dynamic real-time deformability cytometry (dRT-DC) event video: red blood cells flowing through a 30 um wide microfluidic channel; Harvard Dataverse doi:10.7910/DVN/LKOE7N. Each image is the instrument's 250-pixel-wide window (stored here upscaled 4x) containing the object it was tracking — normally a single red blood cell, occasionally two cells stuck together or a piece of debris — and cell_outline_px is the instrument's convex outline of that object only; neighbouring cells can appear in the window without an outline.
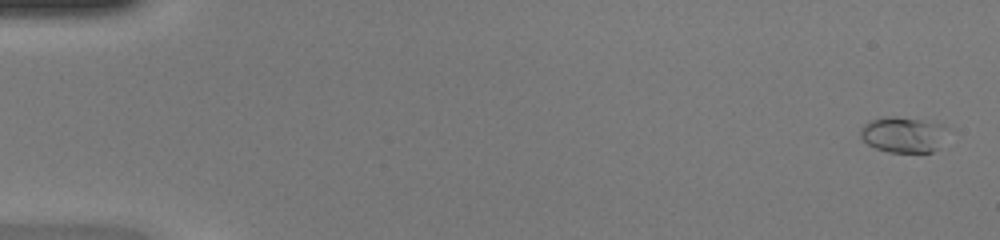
{"species": "common noctule bat (a hibernating species)", "species_latin": "Nyctalus noctula", "temperature_condition": "warm", "stored_images_in_passage": 50, "camera_frame_rate_fps": 3000, "um_per_image_px": 0.085, "animal": {"sex": "female", "body_mass_g": 20.0, "forearm_length_mm": 54.0}, "frame": {"image": 1, "passage_image": 2, "time_ms": 0.333, "image_size_px": [1000, 240], "cell_outline_px": [[948, 128], [936, 148], [932, 152], [888, 152], [876, 148], [868, 144], [860, 136], [860, 128], [868, 120], [884, 116], [896, 116], [944, 124]], "centroid_in_image_um": [76.72, 11.42], "position_along_channel_um": 8.3, "area_um2": 18.03}}
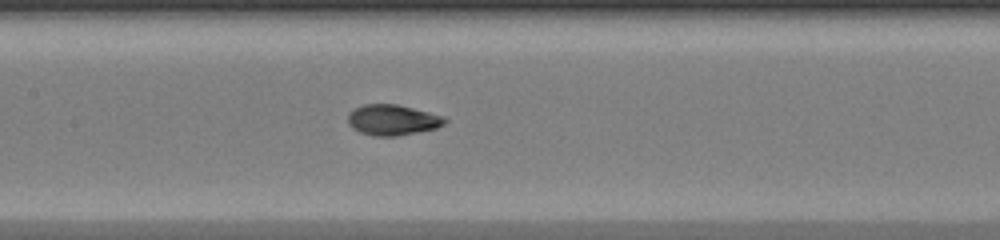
{"frame": {"image": 2, "passage_image": 25, "time_ms": 8.0, "image_size_px": [1000, 240], "cell_outline_px": [[448, 120], [444, 124], [436, 128], [396, 136], [372, 136], [360, 132], [352, 128], [348, 124], [348, 112], [364, 104], [396, 104], [444, 116]], "centroid_in_image_um": [33.34, 10.2], "position_along_channel_um": 174.1, "area_um2": 17.22}}
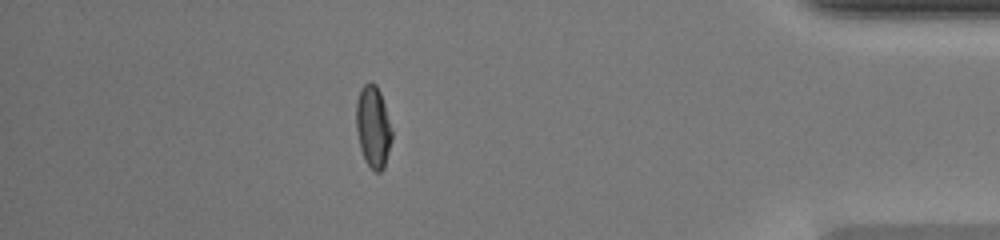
{"frame": {"image": 3, "passage_image": 44, "time_ms": 14.333, "image_size_px": [1000, 240], "cell_outline_px": [[392, 140], [384, 168], [380, 172], [376, 172], [364, 160], [360, 148], [356, 128], [356, 100], [360, 88], [364, 84], [376, 84], [380, 92], [384, 104], [392, 132]], "centroid_in_image_um": [31.7, 10.79], "position_along_channel_um": 403.5, "area_um2": 16.94}, "authors_computed_cell_mechanics": {"area_um2": 16.7042, "velocity_mm_per_s": 4.2627, "shape_relaxation_time_tau1_ms": 5.5497, "shape_relaxation_time_tau2_ms": 0.9187, "deformation_change_tau1": 0.2398, "deformation_change_tau2": 0.0576}}